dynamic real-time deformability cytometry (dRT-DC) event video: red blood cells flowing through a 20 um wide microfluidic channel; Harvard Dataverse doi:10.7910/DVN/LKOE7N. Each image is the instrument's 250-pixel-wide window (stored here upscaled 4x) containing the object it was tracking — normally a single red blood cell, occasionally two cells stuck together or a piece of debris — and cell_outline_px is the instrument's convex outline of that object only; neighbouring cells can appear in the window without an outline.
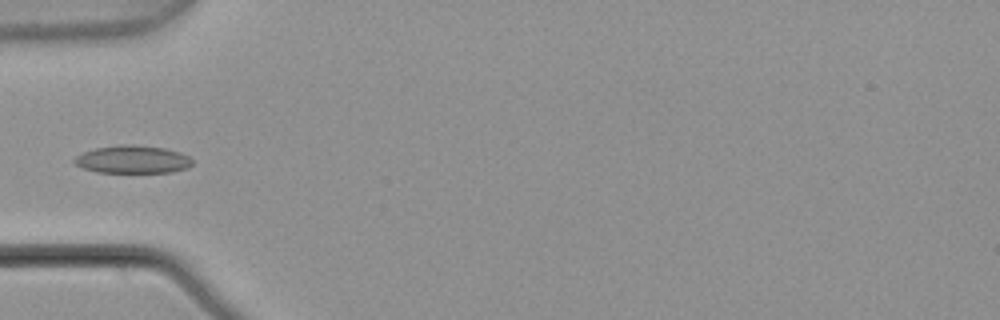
{"species": "common noctule bat (a hibernating species)", "species_latin": "Nyctalus noctula", "temperature_condition": "warm", "stored_images_in_passage": 5, "segment_of_instrument_passage": [2, 2], "camera_frame_rate_fps": 3000, "um_per_image_px": 0.085, "animal": {"sex": "male", "body_mass_g": 21.5, "forearm_length_mm": 52.0}, "frame": {"image": 1, "passage_image": 5, "time_ms": 1.333, "image_size_px": [1000, 320], "cell_outline_px": [[192, 164], [188, 168], [172, 172], [96, 172], [84, 168], [76, 164], [72, 160], [76, 156], [84, 152], [96, 148], [120, 144], [132, 144], [164, 148], [180, 152], [188, 156], [192, 160]], "centroid_in_image_um": [11.28, 13.55], "position_along_channel_um": 73.7, "area_um2": 19.07}}